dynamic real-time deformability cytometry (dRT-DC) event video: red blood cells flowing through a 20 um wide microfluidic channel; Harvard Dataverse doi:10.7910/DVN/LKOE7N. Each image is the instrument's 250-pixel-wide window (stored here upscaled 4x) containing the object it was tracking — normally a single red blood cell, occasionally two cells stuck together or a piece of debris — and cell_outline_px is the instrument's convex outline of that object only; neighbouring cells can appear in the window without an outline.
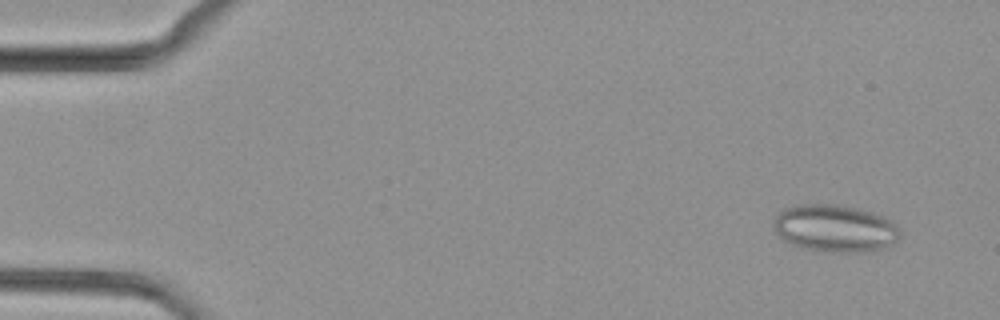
{"species": "common noctule bat (a hibernating species)", "species_latin": "Nyctalus noctula", "temperature_condition": "cold", "stored_images_in_passage": 50, "camera_frame_rate_fps": 3000, "um_per_image_px": 0.085, "animal": {"sex": "female", "body_mass_g": 29.2, "forearm_length_mm": 56.3}, "frame": {"image": 1, "passage_image": 4, "time_ms": 1.0, "image_size_px": [1000, 320], "cell_outline_px": [[900, 236], [892, 244], [880, 248], [860, 252], [828, 252], [804, 248], [792, 244], [784, 240], [772, 228], [772, 220], [784, 208], [804, 204], [836, 204], [856, 208], [872, 212], [884, 216], [892, 220], [900, 228]], "centroid_in_image_um": [70.96, 19.4], "position_along_channel_um": 14.0, "area_um2": 34.91}}
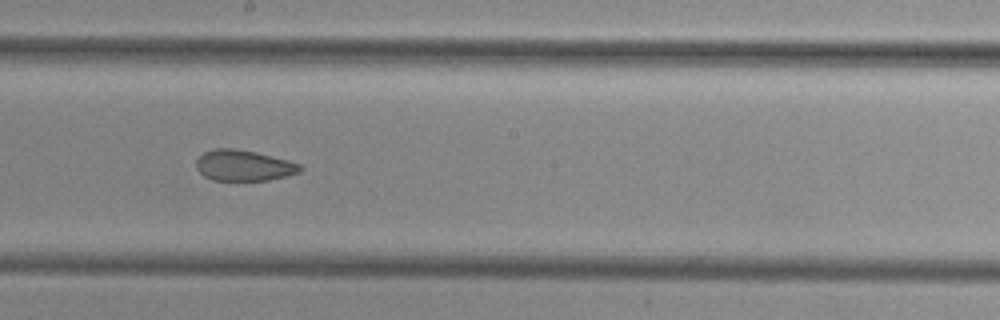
{"frame": {"image": 2, "passage_image": 28, "time_ms": 9.0, "image_size_px": [1000, 320], "cell_outline_px": [[304, 168], [300, 172], [268, 180], [212, 180], [204, 176], [196, 168], [196, 160], [204, 152], [216, 148], [232, 148], [256, 152], [288, 160], [300, 164]], "centroid_in_image_um": [20.71, 14.06], "position_along_channel_um": 227.5, "area_um2": 18.61}}
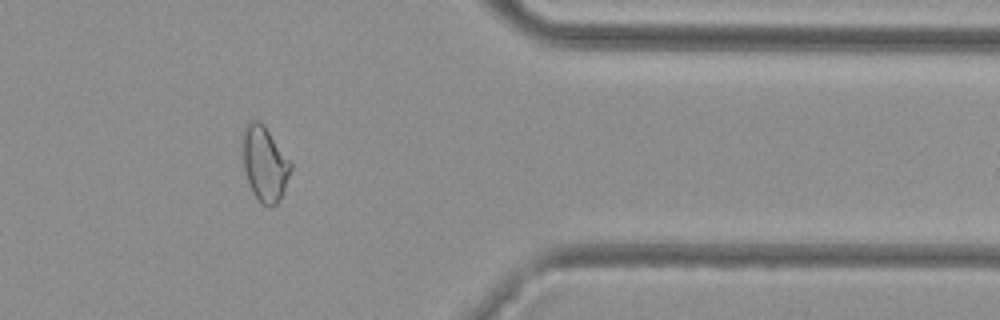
{"frame": {"image": 3, "passage_image": 41, "time_ms": 13.333, "image_size_px": [1000, 320], "cell_outline_px": [[292, 168], [284, 192], [276, 204], [268, 208], [260, 204], [252, 192], [244, 168], [244, 128], [248, 120], [260, 120], [292, 164]], "centroid_in_image_um": [22.51, 13.96], "position_along_channel_um": 388.9, "area_um2": 20.69}}